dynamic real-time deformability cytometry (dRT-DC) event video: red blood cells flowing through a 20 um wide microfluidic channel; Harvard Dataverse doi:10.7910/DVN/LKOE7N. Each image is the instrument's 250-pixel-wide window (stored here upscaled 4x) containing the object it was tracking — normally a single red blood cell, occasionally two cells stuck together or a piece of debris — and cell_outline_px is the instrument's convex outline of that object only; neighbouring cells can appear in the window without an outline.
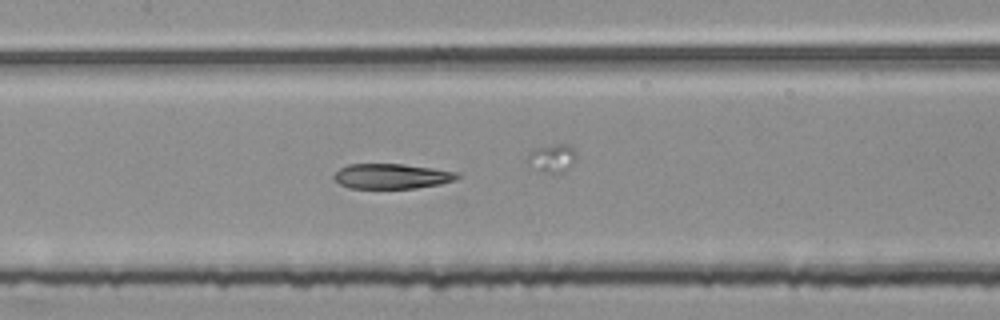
{"species": "common noctule bat (a hibernating species)", "species_latin": "Nyctalus noctula", "temperature_condition": "room temperature", "stored_images_in_passage": 55, "segment_of_instrument_passage": [2, 2], "camera_frame_rate_fps": 3000, "um_per_image_px": 0.085, "animal": {"sex": "female", "body_mass_g": 25.1}, "frame": {"image": 1, "passage_image": 26, "time_ms": 8.333, "image_size_px": [1000, 320], "cell_outline_px": [[460, 176], [452, 180], [440, 184], [416, 188], [348, 188], [340, 184], [332, 176], [340, 168], [348, 164], [404, 164], [432, 168], [456, 172]], "centroid_in_image_um": [33.25, 14.98], "position_along_channel_um": 174.1, "area_um2": 17.86}}
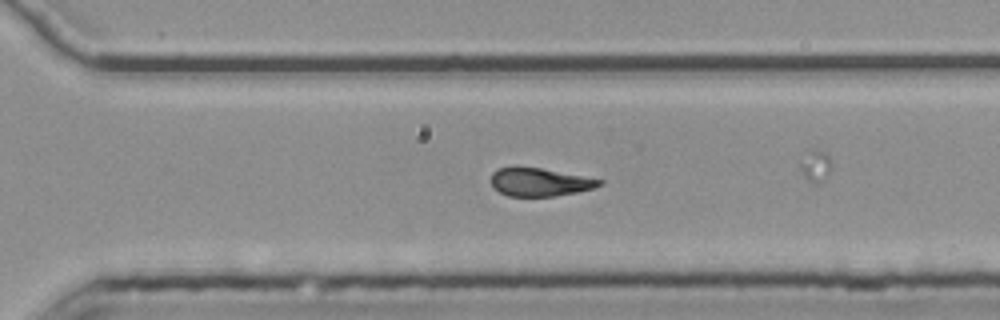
{"frame": {"image": 2, "passage_image": 38, "time_ms": 12.333, "image_size_px": [1000, 320], "cell_outline_px": [[604, 180], [600, 184], [592, 188], [576, 192], [556, 196], [508, 196], [500, 192], [492, 184], [492, 172], [496, 168], [540, 168]], "centroid_in_image_um": [45.87, 15.49], "position_along_channel_um": 324.7, "area_um2": 17.28}}
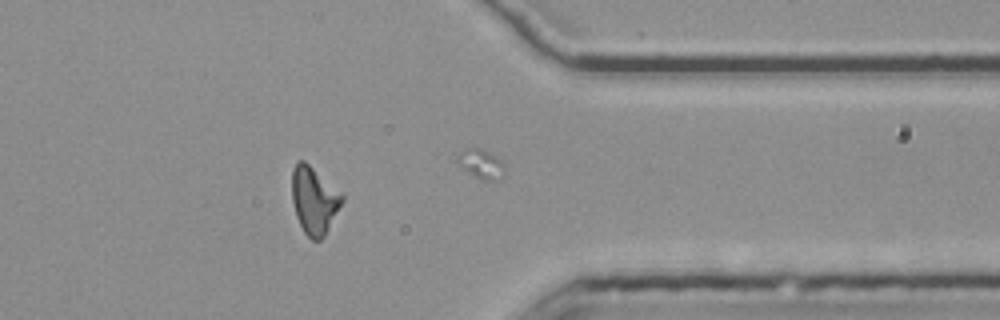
{"frame": {"image": 3, "passage_image": 44, "time_ms": 14.333, "image_size_px": [1000, 320], "cell_outline_px": [[344, 200], [324, 236], [320, 240], [312, 240], [304, 232], [296, 216], [292, 200], [292, 168], [296, 160], [304, 160], [340, 192], [344, 196]], "centroid_in_image_um": [26.68, 17.01], "position_along_channel_um": 384.7, "area_um2": 19.48}}